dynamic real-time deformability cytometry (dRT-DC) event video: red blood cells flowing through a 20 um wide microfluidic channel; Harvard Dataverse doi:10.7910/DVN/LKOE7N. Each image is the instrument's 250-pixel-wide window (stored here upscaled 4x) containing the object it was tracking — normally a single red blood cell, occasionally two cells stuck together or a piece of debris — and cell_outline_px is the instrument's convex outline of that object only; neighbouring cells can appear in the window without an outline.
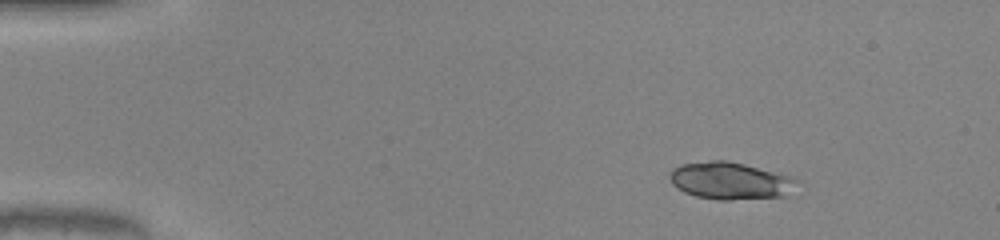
{"species": "common noctule bat (a hibernating species)", "species_latin": "Nyctalus noctula", "temperature_condition": "warm", "stored_images_in_passage": 44, "camera_frame_rate_fps": 3000, "um_per_image_px": 0.085, "animal": {"sex": "male", "body_mass_g": 20.0, "forearm_length_mm": 53.3}, "frame": {"image": 1, "passage_image": 1, "time_ms": 0.0, "image_size_px": [1000, 240], "cell_outline_px": [[800, 180], [784, 196], [732, 200], [716, 200], [696, 196], [684, 192], [676, 188], [672, 184], [668, 176], [672, 168], [680, 164], [712, 160], [728, 160], [744, 164]], "centroid_in_image_um": [61.97, 15.37], "position_along_channel_um": 23.0, "area_um2": 27.4}, "authors_computed_cell_mechanics": {"area_um2": 26.2412, "velocity_mm_per_s": 4.1192, "shape_relaxation_time_tau1_ms": 1.8847, "shape_relaxation_time_tau2_ms": 2.286, "deformation_change_tau1": 0.2508, "deformation_change_tau2": 0.0893}}